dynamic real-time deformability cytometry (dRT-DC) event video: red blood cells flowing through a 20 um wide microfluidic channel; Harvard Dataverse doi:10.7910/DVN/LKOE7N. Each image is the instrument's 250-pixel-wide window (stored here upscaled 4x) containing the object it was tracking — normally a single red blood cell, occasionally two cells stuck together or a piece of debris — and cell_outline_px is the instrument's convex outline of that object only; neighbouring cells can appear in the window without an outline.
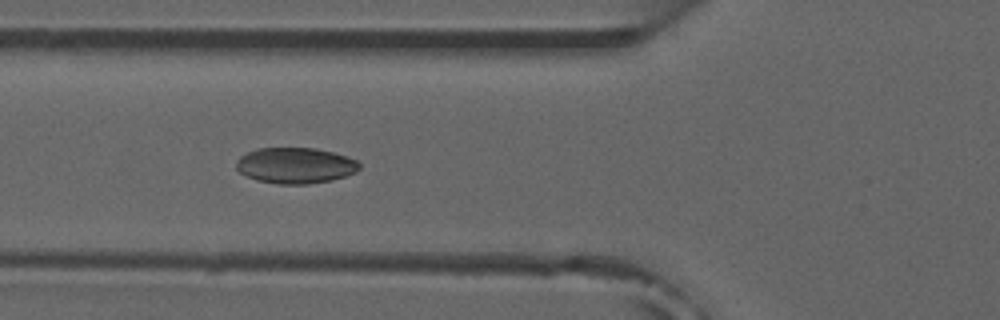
{"species": "common noctule bat (a hibernating species)", "species_latin": "Nyctalus noctula", "temperature_condition": "room temperature", "stored_images_in_passage": 8, "camera_frame_rate_fps": 3000, "um_per_image_px": 0.085, "animal": {"sex": "male", "forearm_length_mm": 52.5}, "frame": {"image": 1, "passage_image": 4, "time_ms": 4.333, "image_size_px": [1000, 320], "cell_outline_px": [[360, 168], [356, 172], [332, 180], [308, 184], [276, 184], [256, 180], [240, 172], [236, 168], [236, 160], [240, 156], [256, 148], [316, 148], [348, 156], [356, 160], [360, 164]], "centroid_in_image_um": [25.11, 14.06], "position_along_channel_um": 100.7, "area_um2": 25.84}}
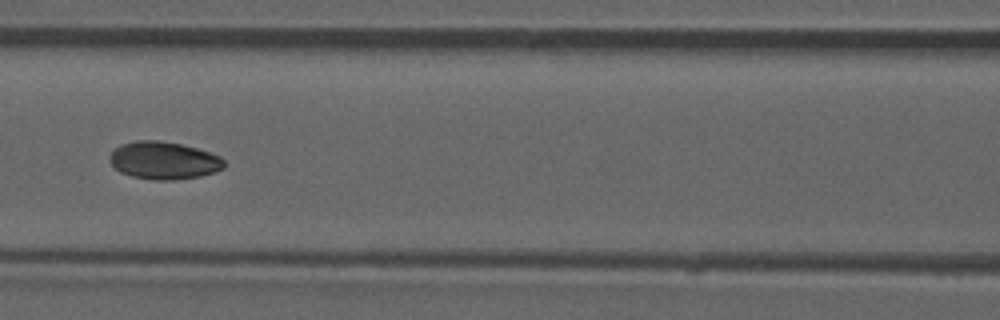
{"frame": {"image": 2, "passage_image": 5, "time_ms": 5.667, "image_size_px": [1000, 320], "cell_outline_px": [[224, 168], [216, 172], [200, 176], [172, 180], [156, 180], [132, 176], [120, 172], [112, 168], [108, 156], [120, 144], [136, 140], [156, 140], [180, 144], [196, 148], [220, 156], [224, 160]], "centroid_in_image_um": [13.89, 13.64], "position_along_channel_um": 152.7, "area_um2": 25.14}}